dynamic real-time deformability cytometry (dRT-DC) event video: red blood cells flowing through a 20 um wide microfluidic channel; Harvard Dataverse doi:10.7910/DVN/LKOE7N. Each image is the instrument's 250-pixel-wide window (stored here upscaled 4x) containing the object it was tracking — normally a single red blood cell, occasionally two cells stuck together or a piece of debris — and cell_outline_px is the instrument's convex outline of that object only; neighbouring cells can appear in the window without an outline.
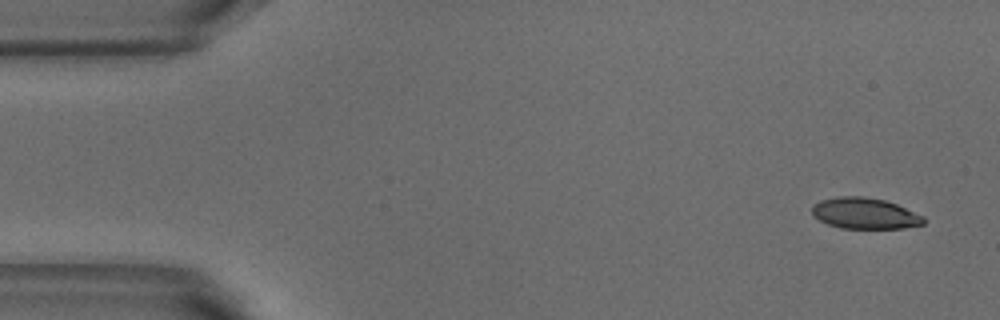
{"species": "common noctule bat (a hibernating species)", "species_latin": "Nyctalus noctula", "temperature_condition": "warm", "stored_images_in_passage": 4, "camera_frame_rate_fps": 3000, "um_per_image_px": 0.085, "animal": {"sex": "male", "body_mass_g": 18.8}, "frame": {"image": 1, "passage_image": 1, "time_ms": 0.0, "image_size_px": [1000, 320], "cell_outline_px": [[924, 224], [904, 228], [840, 228], [828, 224], [812, 216], [812, 204], [820, 200], [836, 196], [864, 196], [884, 200], [896, 204], [924, 216]], "centroid_in_image_um": [73.47, 18.13], "position_along_channel_um": 11.5, "area_um2": 20.29}}